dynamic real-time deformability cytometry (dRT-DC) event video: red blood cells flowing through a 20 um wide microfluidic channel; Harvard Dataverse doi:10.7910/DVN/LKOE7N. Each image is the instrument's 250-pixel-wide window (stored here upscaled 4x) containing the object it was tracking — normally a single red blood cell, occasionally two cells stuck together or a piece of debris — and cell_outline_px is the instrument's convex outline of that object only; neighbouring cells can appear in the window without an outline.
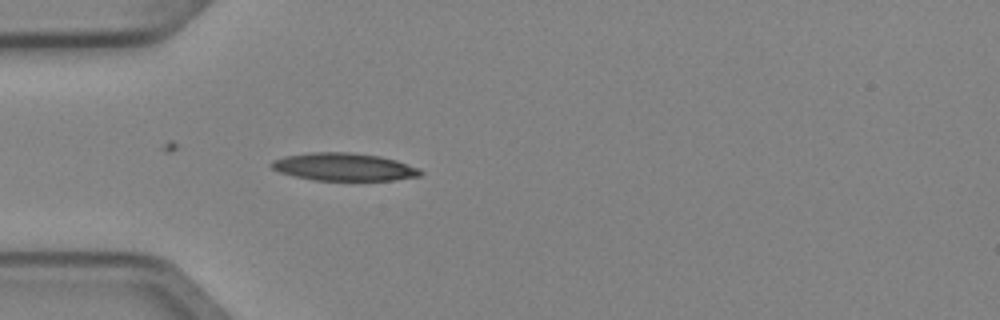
{"species": "Egyptian fruit bat (a non-hibernating species)", "species_latin": "Rousettus aegyptiacus", "temperature_condition": "cold", "stored_images_in_passage": 5, "camera_frame_rate_fps": 3000, "um_per_image_px": 0.085, "animal": {"sex": "female"}, "frame": {"image": 1, "passage_image": 5, "time_ms": 1.333, "image_size_px": [1000, 320], "cell_outline_px": [[424, 172], [420, 176], [392, 180], [312, 180], [280, 172], [272, 168], [268, 164], [272, 160], [284, 156], [312, 152], [348, 152], [380, 156], [396, 160], [420, 168]], "centroid_in_image_um": [29.23, 14.18], "position_along_channel_um": 55.8, "area_um2": 24.1}}